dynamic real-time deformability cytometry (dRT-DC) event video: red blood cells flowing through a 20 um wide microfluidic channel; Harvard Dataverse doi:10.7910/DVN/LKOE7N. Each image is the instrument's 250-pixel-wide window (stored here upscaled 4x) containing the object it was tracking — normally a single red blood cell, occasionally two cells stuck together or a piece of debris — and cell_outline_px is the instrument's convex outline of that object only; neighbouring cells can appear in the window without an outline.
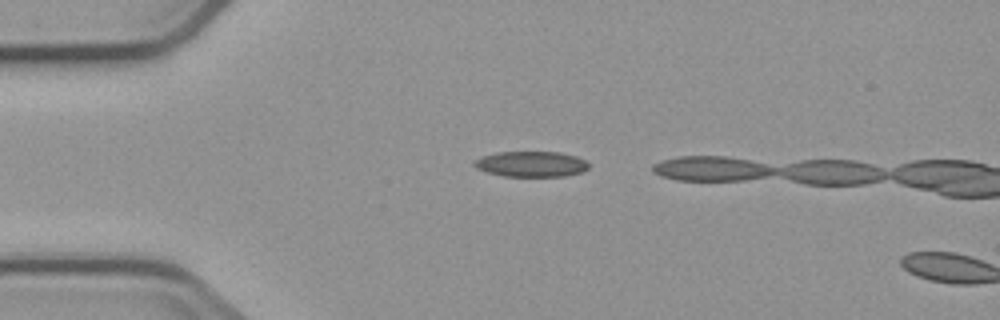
{"species": "common noctule bat (a hibernating species)", "species_latin": "Nyctalus noctula", "temperature_condition": "cold", "stored_images_in_passage": 2, "camera_frame_rate_fps": 3000, "um_per_image_px": 0.085, "animal": {"sex": "male", "body_mass_g": 23.1, "forearm_length_mm": 52.7}, "frame": {"image": 1, "passage_image": 1, "time_ms": 0.0, "image_size_px": [1000, 320], "cell_outline_px": [[588, 168], [580, 172], [564, 176], [504, 176], [488, 172], [476, 168], [472, 164], [476, 160], [484, 156], [496, 152], [560, 152], [576, 156], [584, 160], [588, 164]], "centroid_in_image_um": [45.14, 13.94], "position_along_channel_um": 39.9, "area_um2": 16.82}}